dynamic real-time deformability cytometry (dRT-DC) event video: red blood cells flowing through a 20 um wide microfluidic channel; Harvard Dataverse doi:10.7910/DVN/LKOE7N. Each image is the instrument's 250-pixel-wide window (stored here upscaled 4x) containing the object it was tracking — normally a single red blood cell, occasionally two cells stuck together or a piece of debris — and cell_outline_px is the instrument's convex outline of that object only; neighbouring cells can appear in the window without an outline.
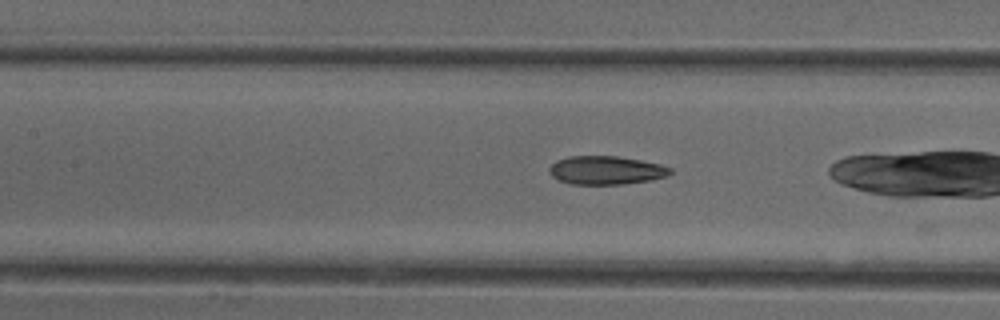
{"species": "common noctule bat (a hibernating species)", "species_latin": "Nyctalus noctula", "temperature_condition": "cold", "stored_images_in_passage": 21, "camera_frame_rate_fps": 3000, "um_per_image_px": 0.085, "animal": {"sex": "female"}, "frame": {"image": 1, "passage_image": 20, "time_ms": 6.333, "image_size_px": [1000, 320], "cell_outline_px": [[672, 172], [668, 176], [652, 180], [620, 184], [572, 184], [560, 180], [552, 176], [548, 172], [548, 168], [556, 160], [568, 156], [616, 156], [640, 160], [660, 164], [672, 168]], "centroid_in_image_um": [51.51, 14.47], "position_along_channel_um": 155.9, "area_um2": 20.11}}